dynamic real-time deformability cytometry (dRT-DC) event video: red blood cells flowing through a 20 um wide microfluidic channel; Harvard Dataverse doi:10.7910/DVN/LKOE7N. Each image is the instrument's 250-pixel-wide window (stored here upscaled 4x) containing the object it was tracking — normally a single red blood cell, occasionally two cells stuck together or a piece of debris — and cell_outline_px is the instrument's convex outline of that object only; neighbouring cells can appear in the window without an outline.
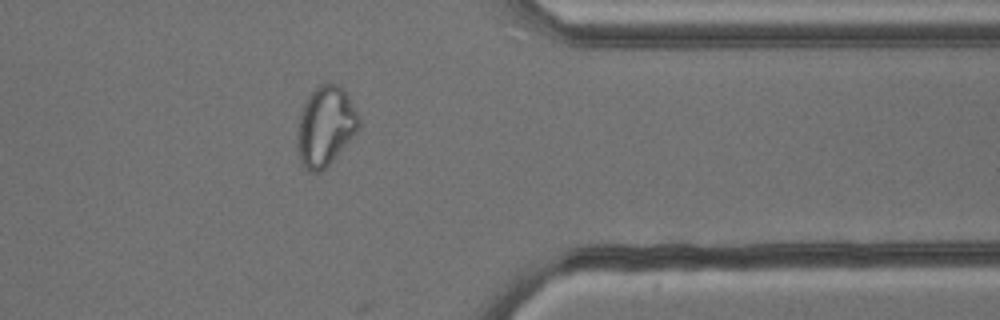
{"species": "common noctule bat (a hibernating species)", "species_latin": "Nyctalus noctula", "temperature_condition": "cold", "stored_images_in_passage": 28, "camera_frame_rate_fps": 3000, "um_per_image_px": 0.085, "animal": {"sex": "male", "body_mass_g": 13.3}, "frame": {"image": 1, "passage_image": 27, "time_ms": 8.667, "image_size_px": [1000, 320], "cell_outline_px": [[360, 128], [332, 160], [320, 172], [312, 172], [304, 168], [300, 160], [296, 144], [300, 116], [304, 104], [308, 96], [320, 84], [336, 84], [348, 96], [360, 116]], "centroid_in_image_um": [27.66, 10.74], "position_along_channel_um": 383.7, "area_um2": 28.09}}